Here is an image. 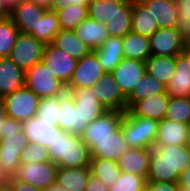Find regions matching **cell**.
Returning a JSON list of instances; mask_svg holds the SVG:
<instances>
[{"label": "cell", "mask_w": 190, "mask_h": 191, "mask_svg": "<svg viewBox=\"0 0 190 191\" xmlns=\"http://www.w3.org/2000/svg\"><path fill=\"white\" fill-rule=\"evenodd\" d=\"M190 167V150L185 145H154L147 182L178 183L181 173Z\"/></svg>", "instance_id": "1"}, {"label": "cell", "mask_w": 190, "mask_h": 191, "mask_svg": "<svg viewBox=\"0 0 190 191\" xmlns=\"http://www.w3.org/2000/svg\"><path fill=\"white\" fill-rule=\"evenodd\" d=\"M51 161L58 167L89 166L91 155L88 146L79 135L62 131L48 147Z\"/></svg>", "instance_id": "2"}, {"label": "cell", "mask_w": 190, "mask_h": 191, "mask_svg": "<svg viewBox=\"0 0 190 191\" xmlns=\"http://www.w3.org/2000/svg\"><path fill=\"white\" fill-rule=\"evenodd\" d=\"M158 125L157 120L133 116L126 111L120 127L129 147L153 149Z\"/></svg>", "instance_id": "3"}, {"label": "cell", "mask_w": 190, "mask_h": 191, "mask_svg": "<svg viewBox=\"0 0 190 191\" xmlns=\"http://www.w3.org/2000/svg\"><path fill=\"white\" fill-rule=\"evenodd\" d=\"M25 86L39 98L61 95L66 85L40 61L25 71Z\"/></svg>", "instance_id": "4"}, {"label": "cell", "mask_w": 190, "mask_h": 191, "mask_svg": "<svg viewBox=\"0 0 190 191\" xmlns=\"http://www.w3.org/2000/svg\"><path fill=\"white\" fill-rule=\"evenodd\" d=\"M45 44L33 35L19 32L10 52V58L24 71L42 61Z\"/></svg>", "instance_id": "5"}, {"label": "cell", "mask_w": 190, "mask_h": 191, "mask_svg": "<svg viewBox=\"0 0 190 191\" xmlns=\"http://www.w3.org/2000/svg\"><path fill=\"white\" fill-rule=\"evenodd\" d=\"M9 118L24 122L36 115L40 98L25 85L4 97Z\"/></svg>", "instance_id": "6"}, {"label": "cell", "mask_w": 190, "mask_h": 191, "mask_svg": "<svg viewBox=\"0 0 190 191\" xmlns=\"http://www.w3.org/2000/svg\"><path fill=\"white\" fill-rule=\"evenodd\" d=\"M58 166L52 161L43 163H21L17 173L13 176L32 186L47 190L56 182Z\"/></svg>", "instance_id": "7"}, {"label": "cell", "mask_w": 190, "mask_h": 191, "mask_svg": "<svg viewBox=\"0 0 190 191\" xmlns=\"http://www.w3.org/2000/svg\"><path fill=\"white\" fill-rule=\"evenodd\" d=\"M106 74L97 55L91 51L77 61L76 69L66 85V89L91 88Z\"/></svg>", "instance_id": "8"}, {"label": "cell", "mask_w": 190, "mask_h": 191, "mask_svg": "<svg viewBox=\"0 0 190 191\" xmlns=\"http://www.w3.org/2000/svg\"><path fill=\"white\" fill-rule=\"evenodd\" d=\"M82 140L88 146L91 158L118 161L120 156L130 148L121 127L108 138Z\"/></svg>", "instance_id": "9"}, {"label": "cell", "mask_w": 190, "mask_h": 191, "mask_svg": "<svg viewBox=\"0 0 190 191\" xmlns=\"http://www.w3.org/2000/svg\"><path fill=\"white\" fill-rule=\"evenodd\" d=\"M149 39L152 55L177 57L184 47L183 31L178 27L159 28Z\"/></svg>", "instance_id": "10"}, {"label": "cell", "mask_w": 190, "mask_h": 191, "mask_svg": "<svg viewBox=\"0 0 190 191\" xmlns=\"http://www.w3.org/2000/svg\"><path fill=\"white\" fill-rule=\"evenodd\" d=\"M42 61L56 78L67 85L78 60L50 43L45 45Z\"/></svg>", "instance_id": "11"}, {"label": "cell", "mask_w": 190, "mask_h": 191, "mask_svg": "<svg viewBox=\"0 0 190 191\" xmlns=\"http://www.w3.org/2000/svg\"><path fill=\"white\" fill-rule=\"evenodd\" d=\"M66 91H69L74 97L75 109H78L80 116V127H86L108 111L99 102L91 88L66 89Z\"/></svg>", "instance_id": "12"}, {"label": "cell", "mask_w": 190, "mask_h": 191, "mask_svg": "<svg viewBox=\"0 0 190 191\" xmlns=\"http://www.w3.org/2000/svg\"><path fill=\"white\" fill-rule=\"evenodd\" d=\"M28 143L23 130L19 136H4L0 139V165L9 178L17 173L21 152Z\"/></svg>", "instance_id": "13"}, {"label": "cell", "mask_w": 190, "mask_h": 191, "mask_svg": "<svg viewBox=\"0 0 190 191\" xmlns=\"http://www.w3.org/2000/svg\"><path fill=\"white\" fill-rule=\"evenodd\" d=\"M99 102L108 110H128L127 98L121 92L111 73H106L91 87Z\"/></svg>", "instance_id": "14"}, {"label": "cell", "mask_w": 190, "mask_h": 191, "mask_svg": "<svg viewBox=\"0 0 190 191\" xmlns=\"http://www.w3.org/2000/svg\"><path fill=\"white\" fill-rule=\"evenodd\" d=\"M145 62L142 60L123 58L120 64L111 72L121 92L127 98L134 87L145 75Z\"/></svg>", "instance_id": "15"}, {"label": "cell", "mask_w": 190, "mask_h": 191, "mask_svg": "<svg viewBox=\"0 0 190 191\" xmlns=\"http://www.w3.org/2000/svg\"><path fill=\"white\" fill-rule=\"evenodd\" d=\"M133 0H91L88 17L97 22L108 23L115 15H132Z\"/></svg>", "instance_id": "16"}, {"label": "cell", "mask_w": 190, "mask_h": 191, "mask_svg": "<svg viewBox=\"0 0 190 191\" xmlns=\"http://www.w3.org/2000/svg\"><path fill=\"white\" fill-rule=\"evenodd\" d=\"M46 10L33 1L23 0L9 13V17L17 26L19 32L31 34L37 32V24Z\"/></svg>", "instance_id": "17"}, {"label": "cell", "mask_w": 190, "mask_h": 191, "mask_svg": "<svg viewBox=\"0 0 190 191\" xmlns=\"http://www.w3.org/2000/svg\"><path fill=\"white\" fill-rule=\"evenodd\" d=\"M170 95L167 92L149 95L137 100L127 111L137 117L162 121L165 118Z\"/></svg>", "instance_id": "18"}, {"label": "cell", "mask_w": 190, "mask_h": 191, "mask_svg": "<svg viewBox=\"0 0 190 191\" xmlns=\"http://www.w3.org/2000/svg\"><path fill=\"white\" fill-rule=\"evenodd\" d=\"M22 130L29 142L41 144L46 148H48L57 135L63 131L59 126H54L52 122L42 120L36 115L22 122Z\"/></svg>", "instance_id": "19"}, {"label": "cell", "mask_w": 190, "mask_h": 191, "mask_svg": "<svg viewBox=\"0 0 190 191\" xmlns=\"http://www.w3.org/2000/svg\"><path fill=\"white\" fill-rule=\"evenodd\" d=\"M125 112L117 110H108L99 118L89 123L82 139H104L111 136L121 126Z\"/></svg>", "instance_id": "20"}, {"label": "cell", "mask_w": 190, "mask_h": 191, "mask_svg": "<svg viewBox=\"0 0 190 191\" xmlns=\"http://www.w3.org/2000/svg\"><path fill=\"white\" fill-rule=\"evenodd\" d=\"M152 149L130 147L118 160L122 172L147 177Z\"/></svg>", "instance_id": "21"}, {"label": "cell", "mask_w": 190, "mask_h": 191, "mask_svg": "<svg viewBox=\"0 0 190 191\" xmlns=\"http://www.w3.org/2000/svg\"><path fill=\"white\" fill-rule=\"evenodd\" d=\"M157 21L159 28L178 27L177 3L174 0H139Z\"/></svg>", "instance_id": "22"}, {"label": "cell", "mask_w": 190, "mask_h": 191, "mask_svg": "<svg viewBox=\"0 0 190 191\" xmlns=\"http://www.w3.org/2000/svg\"><path fill=\"white\" fill-rule=\"evenodd\" d=\"M58 126L73 135L81 136L86 127H80V116L75 109L74 97L69 91L60 95Z\"/></svg>", "instance_id": "23"}, {"label": "cell", "mask_w": 190, "mask_h": 191, "mask_svg": "<svg viewBox=\"0 0 190 191\" xmlns=\"http://www.w3.org/2000/svg\"><path fill=\"white\" fill-rule=\"evenodd\" d=\"M77 37L92 51L102 46L109 37L105 23L87 17L74 29Z\"/></svg>", "instance_id": "24"}, {"label": "cell", "mask_w": 190, "mask_h": 191, "mask_svg": "<svg viewBox=\"0 0 190 191\" xmlns=\"http://www.w3.org/2000/svg\"><path fill=\"white\" fill-rule=\"evenodd\" d=\"M25 85V71L10 58H0V96L5 97Z\"/></svg>", "instance_id": "25"}, {"label": "cell", "mask_w": 190, "mask_h": 191, "mask_svg": "<svg viewBox=\"0 0 190 191\" xmlns=\"http://www.w3.org/2000/svg\"><path fill=\"white\" fill-rule=\"evenodd\" d=\"M166 92L170 97H190V64L182 53L176 57L175 72Z\"/></svg>", "instance_id": "26"}, {"label": "cell", "mask_w": 190, "mask_h": 191, "mask_svg": "<svg viewBox=\"0 0 190 191\" xmlns=\"http://www.w3.org/2000/svg\"><path fill=\"white\" fill-rule=\"evenodd\" d=\"M90 175L89 166L58 167L55 183L67 191H85Z\"/></svg>", "instance_id": "27"}, {"label": "cell", "mask_w": 190, "mask_h": 191, "mask_svg": "<svg viewBox=\"0 0 190 191\" xmlns=\"http://www.w3.org/2000/svg\"><path fill=\"white\" fill-rule=\"evenodd\" d=\"M105 73H111L122 61V38L109 36L104 44L93 51Z\"/></svg>", "instance_id": "28"}, {"label": "cell", "mask_w": 190, "mask_h": 191, "mask_svg": "<svg viewBox=\"0 0 190 191\" xmlns=\"http://www.w3.org/2000/svg\"><path fill=\"white\" fill-rule=\"evenodd\" d=\"M189 124L163 119L159 121L154 145H185Z\"/></svg>", "instance_id": "29"}, {"label": "cell", "mask_w": 190, "mask_h": 191, "mask_svg": "<svg viewBox=\"0 0 190 191\" xmlns=\"http://www.w3.org/2000/svg\"><path fill=\"white\" fill-rule=\"evenodd\" d=\"M51 44L77 60L92 51L77 37L74 30L61 29Z\"/></svg>", "instance_id": "30"}, {"label": "cell", "mask_w": 190, "mask_h": 191, "mask_svg": "<svg viewBox=\"0 0 190 191\" xmlns=\"http://www.w3.org/2000/svg\"><path fill=\"white\" fill-rule=\"evenodd\" d=\"M123 58L146 61L151 55L149 37L133 33L122 37Z\"/></svg>", "instance_id": "31"}, {"label": "cell", "mask_w": 190, "mask_h": 191, "mask_svg": "<svg viewBox=\"0 0 190 191\" xmlns=\"http://www.w3.org/2000/svg\"><path fill=\"white\" fill-rule=\"evenodd\" d=\"M176 67V57L151 55L145 61L146 73L167 86Z\"/></svg>", "instance_id": "32"}, {"label": "cell", "mask_w": 190, "mask_h": 191, "mask_svg": "<svg viewBox=\"0 0 190 191\" xmlns=\"http://www.w3.org/2000/svg\"><path fill=\"white\" fill-rule=\"evenodd\" d=\"M159 29L157 21L139 0H133L132 32L150 37Z\"/></svg>", "instance_id": "33"}, {"label": "cell", "mask_w": 190, "mask_h": 191, "mask_svg": "<svg viewBox=\"0 0 190 191\" xmlns=\"http://www.w3.org/2000/svg\"><path fill=\"white\" fill-rule=\"evenodd\" d=\"M89 167L91 175L101 180L107 187H112L117 183L122 173L118 161L114 160L91 158Z\"/></svg>", "instance_id": "34"}, {"label": "cell", "mask_w": 190, "mask_h": 191, "mask_svg": "<svg viewBox=\"0 0 190 191\" xmlns=\"http://www.w3.org/2000/svg\"><path fill=\"white\" fill-rule=\"evenodd\" d=\"M164 92H166V86L148 73H145L140 82L134 87L132 93L127 97L128 109L137 100Z\"/></svg>", "instance_id": "35"}, {"label": "cell", "mask_w": 190, "mask_h": 191, "mask_svg": "<svg viewBox=\"0 0 190 191\" xmlns=\"http://www.w3.org/2000/svg\"><path fill=\"white\" fill-rule=\"evenodd\" d=\"M60 30L57 13L47 9L37 24V32H32L30 35H33L37 40L46 45L53 41V38Z\"/></svg>", "instance_id": "36"}, {"label": "cell", "mask_w": 190, "mask_h": 191, "mask_svg": "<svg viewBox=\"0 0 190 191\" xmlns=\"http://www.w3.org/2000/svg\"><path fill=\"white\" fill-rule=\"evenodd\" d=\"M59 20V26L63 30H74L77 25L88 17L87 6L64 7L56 11Z\"/></svg>", "instance_id": "37"}, {"label": "cell", "mask_w": 190, "mask_h": 191, "mask_svg": "<svg viewBox=\"0 0 190 191\" xmlns=\"http://www.w3.org/2000/svg\"><path fill=\"white\" fill-rule=\"evenodd\" d=\"M19 33L9 16L0 17V58L9 57Z\"/></svg>", "instance_id": "38"}, {"label": "cell", "mask_w": 190, "mask_h": 191, "mask_svg": "<svg viewBox=\"0 0 190 191\" xmlns=\"http://www.w3.org/2000/svg\"><path fill=\"white\" fill-rule=\"evenodd\" d=\"M165 119L190 125V97H170Z\"/></svg>", "instance_id": "39"}, {"label": "cell", "mask_w": 190, "mask_h": 191, "mask_svg": "<svg viewBox=\"0 0 190 191\" xmlns=\"http://www.w3.org/2000/svg\"><path fill=\"white\" fill-rule=\"evenodd\" d=\"M59 107L60 95L40 98L36 116L47 122H52L54 126H58Z\"/></svg>", "instance_id": "40"}, {"label": "cell", "mask_w": 190, "mask_h": 191, "mask_svg": "<svg viewBox=\"0 0 190 191\" xmlns=\"http://www.w3.org/2000/svg\"><path fill=\"white\" fill-rule=\"evenodd\" d=\"M50 153L48 148L41 144L29 142L21 152L20 163H43L50 162Z\"/></svg>", "instance_id": "41"}, {"label": "cell", "mask_w": 190, "mask_h": 191, "mask_svg": "<svg viewBox=\"0 0 190 191\" xmlns=\"http://www.w3.org/2000/svg\"><path fill=\"white\" fill-rule=\"evenodd\" d=\"M147 185V177L122 172L117 183L110 187V191H142Z\"/></svg>", "instance_id": "42"}, {"label": "cell", "mask_w": 190, "mask_h": 191, "mask_svg": "<svg viewBox=\"0 0 190 191\" xmlns=\"http://www.w3.org/2000/svg\"><path fill=\"white\" fill-rule=\"evenodd\" d=\"M105 25L109 36L122 38L132 30V15H115Z\"/></svg>", "instance_id": "43"}, {"label": "cell", "mask_w": 190, "mask_h": 191, "mask_svg": "<svg viewBox=\"0 0 190 191\" xmlns=\"http://www.w3.org/2000/svg\"><path fill=\"white\" fill-rule=\"evenodd\" d=\"M178 28L182 31L190 27V0H176Z\"/></svg>", "instance_id": "44"}, {"label": "cell", "mask_w": 190, "mask_h": 191, "mask_svg": "<svg viewBox=\"0 0 190 191\" xmlns=\"http://www.w3.org/2000/svg\"><path fill=\"white\" fill-rule=\"evenodd\" d=\"M21 130H22V122L7 117L4 120L3 132H0V139H2L4 136H19V132Z\"/></svg>", "instance_id": "45"}, {"label": "cell", "mask_w": 190, "mask_h": 191, "mask_svg": "<svg viewBox=\"0 0 190 191\" xmlns=\"http://www.w3.org/2000/svg\"><path fill=\"white\" fill-rule=\"evenodd\" d=\"M91 0H52L50 10L58 11L63 9L64 7H68L69 5L72 6H88V3Z\"/></svg>", "instance_id": "46"}, {"label": "cell", "mask_w": 190, "mask_h": 191, "mask_svg": "<svg viewBox=\"0 0 190 191\" xmlns=\"http://www.w3.org/2000/svg\"><path fill=\"white\" fill-rule=\"evenodd\" d=\"M8 186L11 188L12 191H44L42 189L32 186L27 182L16 180L14 177L9 178Z\"/></svg>", "instance_id": "47"}, {"label": "cell", "mask_w": 190, "mask_h": 191, "mask_svg": "<svg viewBox=\"0 0 190 191\" xmlns=\"http://www.w3.org/2000/svg\"><path fill=\"white\" fill-rule=\"evenodd\" d=\"M151 191H178V183L175 182H147Z\"/></svg>", "instance_id": "48"}, {"label": "cell", "mask_w": 190, "mask_h": 191, "mask_svg": "<svg viewBox=\"0 0 190 191\" xmlns=\"http://www.w3.org/2000/svg\"><path fill=\"white\" fill-rule=\"evenodd\" d=\"M85 191H110V187H107L101 180L90 175Z\"/></svg>", "instance_id": "49"}, {"label": "cell", "mask_w": 190, "mask_h": 191, "mask_svg": "<svg viewBox=\"0 0 190 191\" xmlns=\"http://www.w3.org/2000/svg\"><path fill=\"white\" fill-rule=\"evenodd\" d=\"M23 0H3L4 3V17L9 16V13L12 12Z\"/></svg>", "instance_id": "50"}, {"label": "cell", "mask_w": 190, "mask_h": 191, "mask_svg": "<svg viewBox=\"0 0 190 191\" xmlns=\"http://www.w3.org/2000/svg\"><path fill=\"white\" fill-rule=\"evenodd\" d=\"M179 186L190 188V167L186 168L180 175Z\"/></svg>", "instance_id": "51"}, {"label": "cell", "mask_w": 190, "mask_h": 191, "mask_svg": "<svg viewBox=\"0 0 190 191\" xmlns=\"http://www.w3.org/2000/svg\"><path fill=\"white\" fill-rule=\"evenodd\" d=\"M7 112L5 110V99L0 96V132H3L4 120L7 118Z\"/></svg>", "instance_id": "52"}, {"label": "cell", "mask_w": 190, "mask_h": 191, "mask_svg": "<svg viewBox=\"0 0 190 191\" xmlns=\"http://www.w3.org/2000/svg\"><path fill=\"white\" fill-rule=\"evenodd\" d=\"M9 177L7 174L3 171L2 166L0 165V187H6L8 186Z\"/></svg>", "instance_id": "53"}, {"label": "cell", "mask_w": 190, "mask_h": 191, "mask_svg": "<svg viewBox=\"0 0 190 191\" xmlns=\"http://www.w3.org/2000/svg\"><path fill=\"white\" fill-rule=\"evenodd\" d=\"M183 44L190 47V27L183 30Z\"/></svg>", "instance_id": "54"}, {"label": "cell", "mask_w": 190, "mask_h": 191, "mask_svg": "<svg viewBox=\"0 0 190 191\" xmlns=\"http://www.w3.org/2000/svg\"><path fill=\"white\" fill-rule=\"evenodd\" d=\"M36 3L37 5L49 9L51 7L52 0H30Z\"/></svg>", "instance_id": "55"}, {"label": "cell", "mask_w": 190, "mask_h": 191, "mask_svg": "<svg viewBox=\"0 0 190 191\" xmlns=\"http://www.w3.org/2000/svg\"><path fill=\"white\" fill-rule=\"evenodd\" d=\"M182 54L184 55V57L188 60V62L190 64V47L184 46L183 50H182Z\"/></svg>", "instance_id": "56"}, {"label": "cell", "mask_w": 190, "mask_h": 191, "mask_svg": "<svg viewBox=\"0 0 190 191\" xmlns=\"http://www.w3.org/2000/svg\"><path fill=\"white\" fill-rule=\"evenodd\" d=\"M45 191H67L63 187L57 185L56 183L51 185L47 190Z\"/></svg>", "instance_id": "57"}, {"label": "cell", "mask_w": 190, "mask_h": 191, "mask_svg": "<svg viewBox=\"0 0 190 191\" xmlns=\"http://www.w3.org/2000/svg\"><path fill=\"white\" fill-rule=\"evenodd\" d=\"M185 146L190 150V125L187 130Z\"/></svg>", "instance_id": "58"}, {"label": "cell", "mask_w": 190, "mask_h": 191, "mask_svg": "<svg viewBox=\"0 0 190 191\" xmlns=\"http://www.w3.org/2000/svg\"><path fill=\"white\" fill-rule=\"evenodd\" d=\"M0 17H4V3L0 0Z\"/></svg>", "instance_id": "59"}, {"label": "cell", "mask_w": 190, "mask_h": 191, "mask_svg": "<svg viewBox=\"0 0 190 191\" xmlns=\"http://www.w3.org/2000/svg\"><path fill=\"white\" fill-rule=\"evenodd\" d=\"M178 191H190V188L179 186Z\"/></svg>", "instance_id": "60"}, {"label": "cell", "mask_w": 190, "mask_h": 191, "mask_svg": "<svg viewBox=\"0 0 190 191\" xmlns=\"http://www.w3.org/2000/svg\"><path fill=\"white\" fill-rule=\"evenodd\" d=\"M0 191H12V190L9 186H6V187L1 188Z\"/></svg>", "instance_id": "61"}, {"label": "cell", "mask_w": 190, "mask_h": 191, "mask_svg": "<svg viewBox=\"0 0 190 191\" xmlns=\"http://www.w3.org/2000/svg\"><path fill=\"white\" fill-rule=\"evenodd\" d=\"M142 191H151V190H150V188L146 185V186L142 189Z\"/></svg>", "instance_id": "62"}]
</instances>
